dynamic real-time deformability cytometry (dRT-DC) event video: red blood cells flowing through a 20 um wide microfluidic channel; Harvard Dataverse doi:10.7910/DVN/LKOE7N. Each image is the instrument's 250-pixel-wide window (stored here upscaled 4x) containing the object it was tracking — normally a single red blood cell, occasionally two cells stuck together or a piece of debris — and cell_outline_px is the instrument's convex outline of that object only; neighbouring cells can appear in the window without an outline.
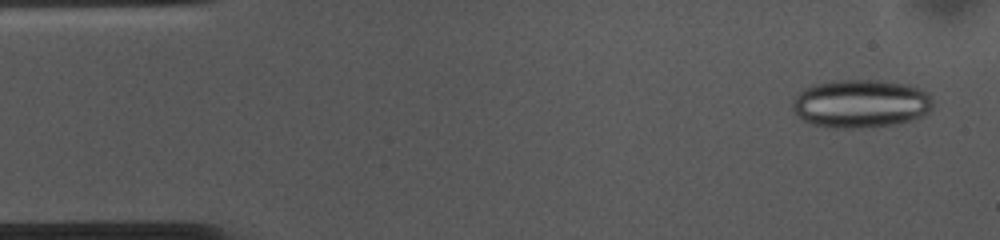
{"species": "common noctule bat (a hibernating species)", "species_latin": "Nyctalus noctula", "temperature_condition": "cold", "stored_images_in_passage": 53, "camera_frame_rate_fps": 3000, "um_per_image_px": 0.085, "animal": {"sex": "female", "body_mass_g": 10.0, "forearm_length_mm": 53.1}, "frame": {"image": 1, "passage_image": 2, "time_ms": 0.333, "image_size_px": [1000, 240], "cell_outline_px": [[932, 108], [924, 116], [892, 124], [864, 128], [828, 128], [812, 124], [804, 120], [792, 108], [792, 100], [804, 88], [812, 84], [832, 80], [880, 80], [908, 84], [928, 92], [932, 100]], "centroid_in_image_um": [73.15, 8.8], "position_along_channel_um": 11.8, "area_um2": 39.71}}
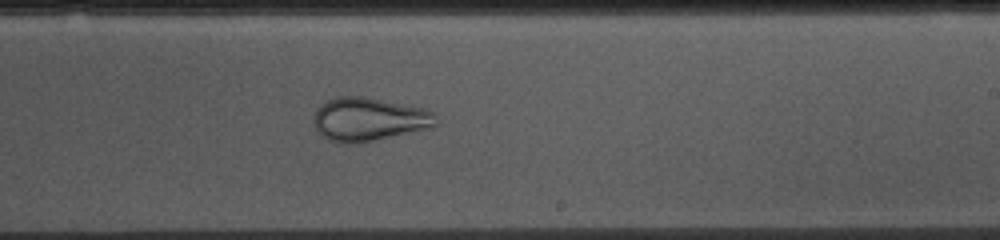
{"frame": {"image": 2, "passage_image": 30, "time_ms": 9.667, "image_size_px": [1000, 240], "cell_outline_px": [[436, 124], [432, 128], [356, 144], [340, 144], [328, 140], [320, 136], [316, 132], [312, 124], [312, 116], [316, 108], [320, 104], [336, 96], [364, 96], [428, 108], [436, 112]], "centroid_in_image_um": [31.32, 10.14], "position_along_channel_um": 257.7, "area_um2": 32.02}}
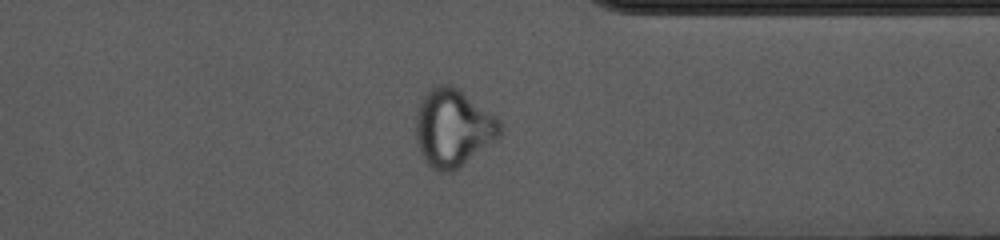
{"frame": {"image": 3, "passage_image": 40, "time_ms": 13.0, "image_size_px": [1000, 240], "cell_outline_px": [[500, 136], [460, 168], [452, 172], [444, 172], [432, 168], [424, 160], [420, 152], [416, 140], [416, 116], [420, 100], [436, 84], [452, 84], [496, 116], [500, 120]], "centroid_in_image_um": [38.5, 10.88], "position_along_channel_um": 372.9, "area_um2": 37.97}}